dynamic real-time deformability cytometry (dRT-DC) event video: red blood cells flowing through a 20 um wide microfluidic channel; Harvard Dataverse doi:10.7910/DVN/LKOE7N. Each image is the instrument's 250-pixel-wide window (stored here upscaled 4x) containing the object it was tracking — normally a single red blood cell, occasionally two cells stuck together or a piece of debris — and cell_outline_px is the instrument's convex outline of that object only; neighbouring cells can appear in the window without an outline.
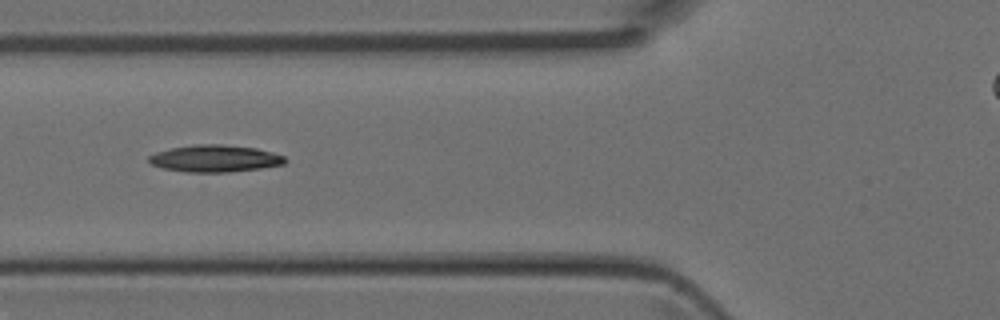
{"species": "Egyptian fruit bat (a non-hibernating species)", "species_latin": "Rousettus aegyptiacus", "temperature_condition": "room temperature", "stored_images_in_passage": 5, "segment_of_instrument_passage": [1, 2], "camera_frame_rate_fps": 3000, "um_per_image_px": 0.085, "animal": {"sex": "female"}, "frame": {"image": 1, "passage_image": 4, "time_ms": 1.0, "image_size_px": [1000, 320], "cell_outline_px": [[288, 160], [284, 164], [260, 168], [228, 172], [184, 172], [164, 168], [148, 164], [148, 156], [156, 152], [172, 148], [192, 144], [220, 144], [256, 148], [272, 152], [284, 156]], "centroid_in_image_um": [18.24, 13.47], "position_along_channel_um": 107.6, "area_um2": 21.5}}